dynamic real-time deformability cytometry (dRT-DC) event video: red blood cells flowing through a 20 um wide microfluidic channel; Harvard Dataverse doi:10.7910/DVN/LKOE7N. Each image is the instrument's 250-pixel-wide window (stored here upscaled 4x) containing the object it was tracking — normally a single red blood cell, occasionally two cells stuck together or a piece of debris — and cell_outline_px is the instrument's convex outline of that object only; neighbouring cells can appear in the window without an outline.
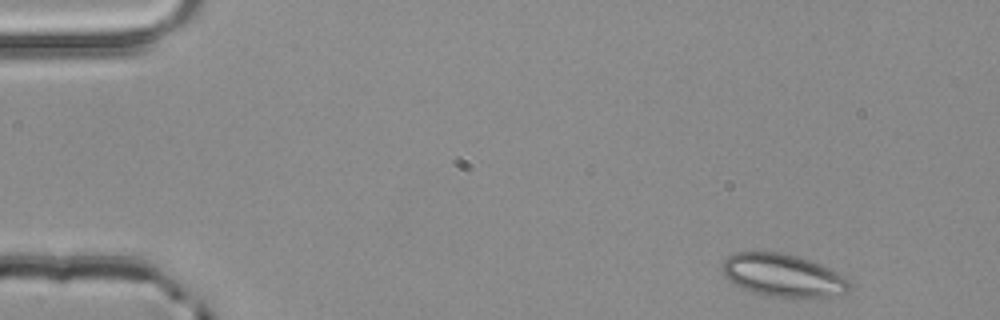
{"species": "common noctule bat (a hibernating species)", "species_latin": "Nyctalus noctula", "temperature_condition": "room temperature", "stored_images_in_passage": 3, "camera_frame_rate_fps": 3000, "um_per_image_px": 0.085, "animal": {"sex": "male", "body_mass_g": 20.4}, "frame": {"image": 1, "passage_image": 1, "time_ms": 0.0, "image_size_px": [1000, 320], "cell_outline_px": [[852, 288], [848, 292], [828, 296], [796, 300], [764, 296], [748, 292], [732, 284], [724, 276], [720, 268], [724, 260], [728, 256], [736, 252], [780, 252], [796, 256], [820, 264], [836, 272], [848, 280]], "centroid_in_image_um": [66.5, 23.46], "position_along_channel_um": 18.5, "area_um2": 32.54}}